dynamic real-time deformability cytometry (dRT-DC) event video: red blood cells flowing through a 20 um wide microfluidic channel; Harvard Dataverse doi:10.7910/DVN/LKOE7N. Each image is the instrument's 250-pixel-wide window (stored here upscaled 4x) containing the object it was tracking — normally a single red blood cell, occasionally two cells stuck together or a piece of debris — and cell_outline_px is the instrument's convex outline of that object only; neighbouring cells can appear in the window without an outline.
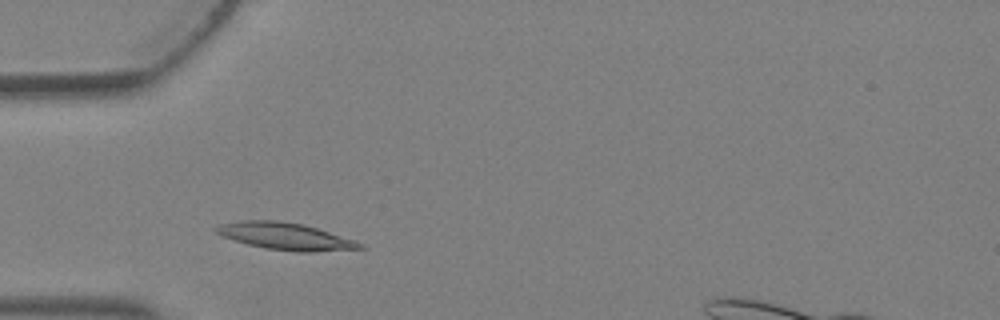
{"species": "Egyptian fruit bat (a non-hibernating species)", "species_latin": "Rousettus aegyptiacus", "temperature_condition": "warm", "stored_images_in_passage": 2, "camera_frame_rate_fps": 3000, "um_per_image_px": 0.085, "animal": {"sex": "female"}, "frame": {"image": 1, "passage_image": 1, "time_ms": 0.0, "image_size_px": [1000, 320], "cell_outline_px": [[368, 248], [312, 252], [296, 252], [264, 248], [248, 244], [224, 236], [216, 232], [212, 228], [224, 224], [244, 220], [276, 220], [304, 224], [364, 244]], "centroid_in_image_um": [24.29, 20.09], "position_along_channel_um": 60.7, "area_um2": 22.31}}
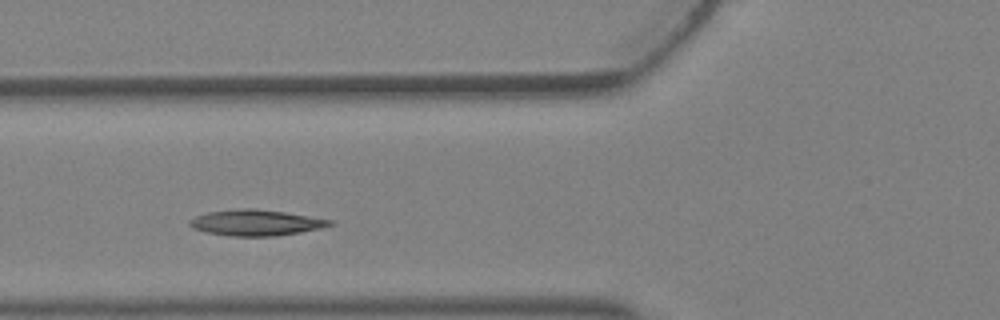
{"frame": {"image": 2, "passage_image": 2, "time_ms": 0.333, "image_size_px": [1000, 320], "cell_outline_px": [[332, 224], [320, 228], [300, 232], [276, 236], [228, 236], [204, 232], [192, 228], [188, 224], [188, 220], [196, 216], [208, 212], [240, 208], [252, 208], [284, 212], [332, 220]], "centroid_in_image_um": [21.68, 18.93], "position_along_channel_um": 104.1, "area_um2": 21.1}}